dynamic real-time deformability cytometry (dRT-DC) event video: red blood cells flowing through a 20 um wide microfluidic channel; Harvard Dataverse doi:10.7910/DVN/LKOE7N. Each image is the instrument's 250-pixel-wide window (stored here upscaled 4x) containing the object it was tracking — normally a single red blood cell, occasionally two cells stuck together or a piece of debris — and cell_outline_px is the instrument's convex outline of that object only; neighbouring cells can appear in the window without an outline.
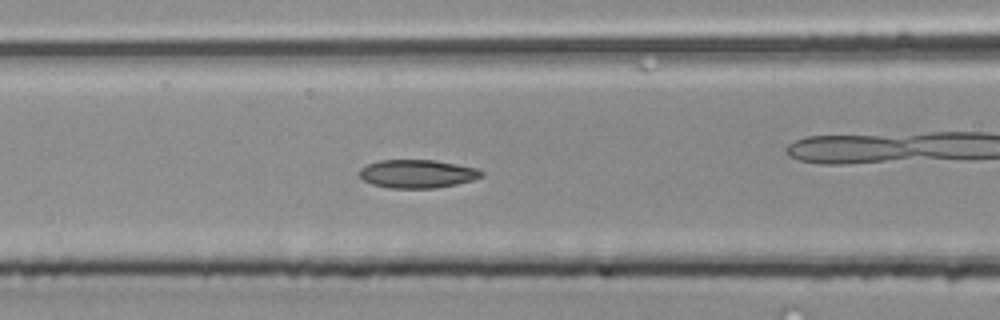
{"species": "common noctule bat (a hibernating species)", "species_latin": "Nyctalus noctula", "temperature_condition": "room temperature", "stored_images_in_passage": 32, "camera_frame_rate_fps": 3000, "um_per_image_px": 0.085, "animal": {"sex": "male", "body_mass_g": 20.4}, "frame": {"image": 1, "passage_image": 10, "time_ms": 3.0, "image_size_px": [1000, 320], "cell_outline_px": [[484, 176], [472, 180], [456, 184], [436, 188], [388, 188], [372, 184], [364, 180], [360, 176], [360, 168], [368, 164], [380, 160], [436, 160], [476, 168], [484, 172]], "centroid_in_image_um": [35.48, 14.77], "position_along_channel_um": 131.1, "area_um2": 20.11}}